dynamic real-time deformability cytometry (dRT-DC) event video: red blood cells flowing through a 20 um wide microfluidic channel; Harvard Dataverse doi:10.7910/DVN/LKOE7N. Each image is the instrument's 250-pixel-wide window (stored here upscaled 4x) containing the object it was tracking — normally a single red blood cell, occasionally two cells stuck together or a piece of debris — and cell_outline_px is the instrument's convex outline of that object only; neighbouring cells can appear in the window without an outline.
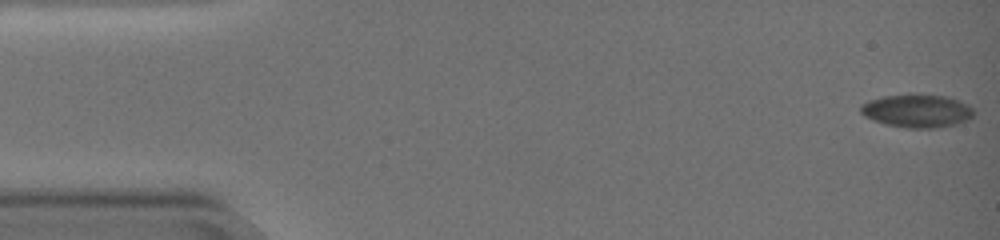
{"species": "common noctule bat (a hibernating species)", "species_latin": "Nyctalus noctula", "temperature_condition": "warm", "stored_images_in_passage": 60, "camera_frame_rate_fps": 3000, "um_per_image_px": 0.085, "animal": {"sex": "female", "body_mass_g": 19.0, "forearm_length_mm": 51.5}, "frame": {"image": 1, "passage_image": 1, "time_ms": 0.0, "image_size_px": [1000, 240], "cell_outline_px": [[972, 116], [968, 120], [956, 124], [932, 128], [908, 128], [888, 124], [864, 116], [860, 112], [860, 104], [868, 100], [884, 96], [908, 92], [944, 96], [968, 104], [972, 108]], "centroid_in_image_um": [77.91, 9.39], "position_along_channel_um": 7.1, "area_um2": 21.96}}
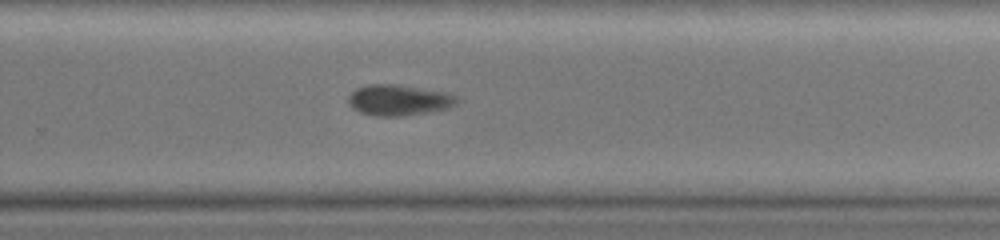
{"frame": {"image": 2, "passage_image": 41, "time_ms": 13.333, "image_size_px": [1000, 240], "cell_outline_px": [[460, 100], [456, 104], [448, 108], [428, 112], [404, 116], [376, 116], [360, 112], [352, 108], [348, 104], [348, 96], [356, 88], [368, 84], [392, 84], [444, 92], [460, 96]], "centroid_in_image_um": [33.89, 8.51], "position_along_channel_um": 295.9, "area_um2": 19.54}}
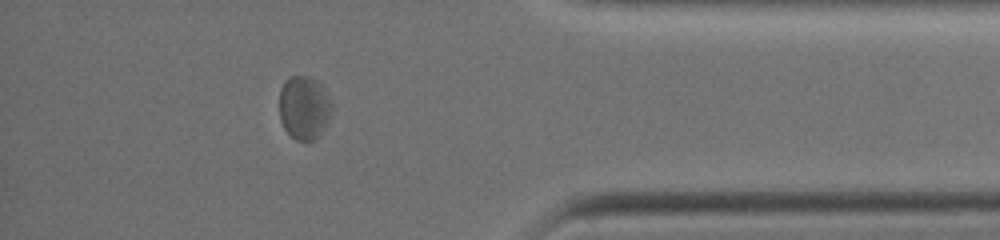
{"frame": {"image": 3, "passage_image": 53, "time_ms": 17.333, "image_size_px": [1000, 240], "cell_outline_px": [[332, 112], [328, 124], [324, 132], [316, 140], [296, 140], [284, 128], [280, 120], [280, 88], [284, 80], [288, 76], [312, 76], [328, 92], [332, 104]], "centroid_in_image_um": [25.89, 9.14], "position_along_channel_um": 409.3, "area_um2": 20.0}, "authors_computed_cell_mechanics": {"area_um2": 20.7791, "velocity_mm_per_s": 3.2241, "shape_relaxation_time_tau1_ms": null, "shape_relaxation_time_tau2_ms": 2.5434, "deformation_change_tau1": null, "deformation_change_tau2": 0.0557}}